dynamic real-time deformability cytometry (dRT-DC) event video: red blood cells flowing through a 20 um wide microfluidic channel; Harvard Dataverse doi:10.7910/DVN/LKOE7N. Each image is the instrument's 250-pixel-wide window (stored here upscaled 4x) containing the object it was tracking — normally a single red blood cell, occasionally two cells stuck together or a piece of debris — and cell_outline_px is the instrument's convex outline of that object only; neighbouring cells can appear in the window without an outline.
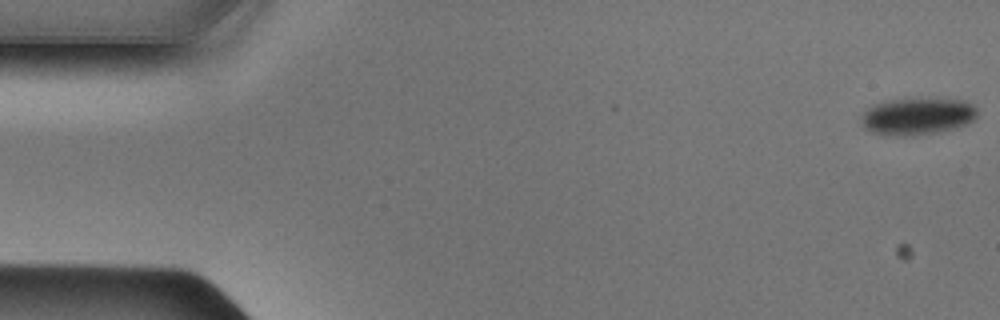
{"species": "Egyptian fruit bat (a non-hibernating species)", "species_latin": "Rousettus aegyptiacus", "temperature_condition": "cold", "stored_images_in_passage": 49, "camera_frame_rate_fps": 3000, "um_per_image_px": 0.085, "animal": {"sex": "male"}, "frame": {"image": 1, "passage_image": 1, "time_ms": 0.0, "image_size_px": [1000, 320], "cell_outline_px": [[976, 116], [972, 120], [956, 128], [940, 132], [912, 136], [904, 136], [872, 132], [864, 128], [860, 124], [860, 116], [872, 104], [888, 100], [964, 100], [972, 104], [976, 108]], "centroid_in_image_um": [77.92, 9.91], "position_along_channel_um": 7.1, "area_um2": 24.68}}
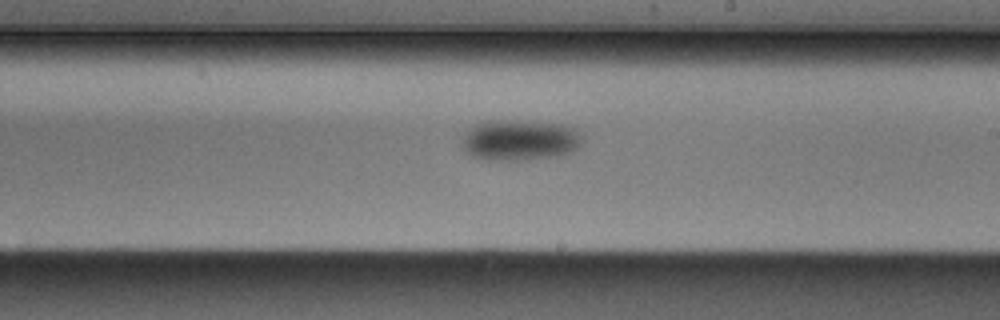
{"frame": {"image": 2, "passage_image": 28, "time_ms": 9.0, "image_size_px": [1000, 320], "cell_outline_px": [[584, 140], [572, 152], [560, 156], [516, 160], [488, 160], [472, 156], [460, 144], [460, 136], [472, 124], [488, 120], [528, 120], [560, 124], [576, 128]], "centroid_in_image_um": [44.14, 11.88], "position_along_channel_um": 244.9, "area_um2": 29.3}}
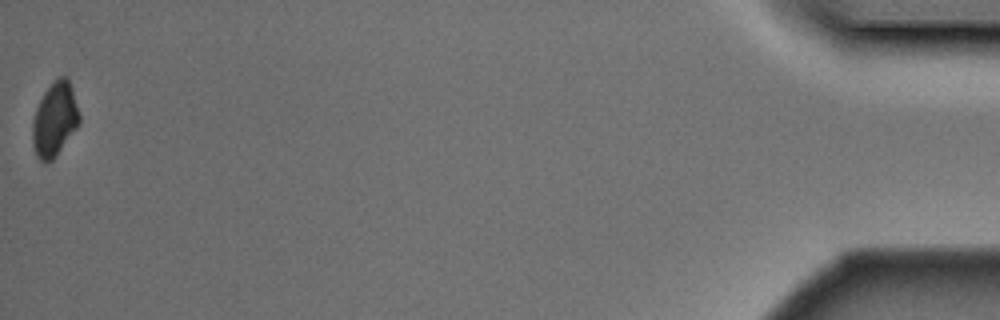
{"frame": {"image": 3, "passage_image": 49, "time_ms": 16.0, "image_size_px": [1000, 320], "cell_outline_px": [[80, 124], [52, 160], [44, 164], [36, 156], [32, 144], [32, 120], [36, 108], [44, 92], [60, 76], [68, 76], [72, 88], [80, 116]], "centroid_in_image_um": [4.64, 10.17], "position_along_channel_um": 430.6, "area_um2": 20.23}}